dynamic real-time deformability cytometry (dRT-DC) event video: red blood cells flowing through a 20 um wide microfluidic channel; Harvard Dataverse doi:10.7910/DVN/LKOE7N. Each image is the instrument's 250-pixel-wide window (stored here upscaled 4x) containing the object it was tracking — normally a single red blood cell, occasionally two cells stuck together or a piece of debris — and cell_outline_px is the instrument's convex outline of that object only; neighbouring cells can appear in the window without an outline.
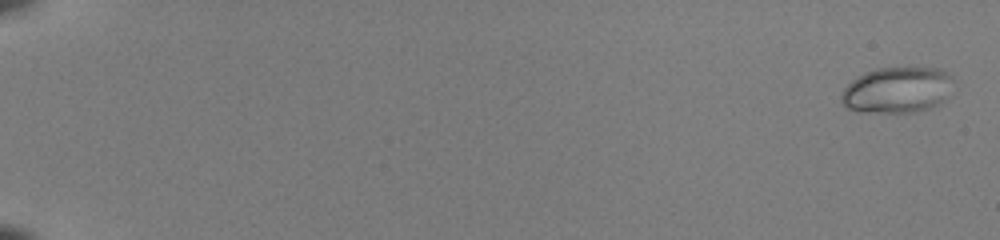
{"species": "common noctule bat (a hibernating species)", "species_latin": "Nyctalus noctula", "temperature_condition": "room temperature", "stored_images_in_passage": 51, "camera_frame_rate_fps": 3000, "um_per_image_px": 0.085, "animal": {"sex": "female", "body_mass_g": 22.0, "forearm_length_mm": 56.7}, "frame": {"image": 1, "passage_image": 2, "time_ms": 0.333, "image_size_px": [1000, 240], "cell_outline_px": [[952, 80], [944, 100], [940, 104], [928, 108], [912, 112], [856, 112], [848, 108], [840, 100], [840, 96], [844, 88], [852, 80], [864, 72], [880, 68], [940, 68], [952, 76]], "centroid_in_image_um": [76.22, 7.65], "position_along_channel_um": 8.8, "area_um2": 29.82}}
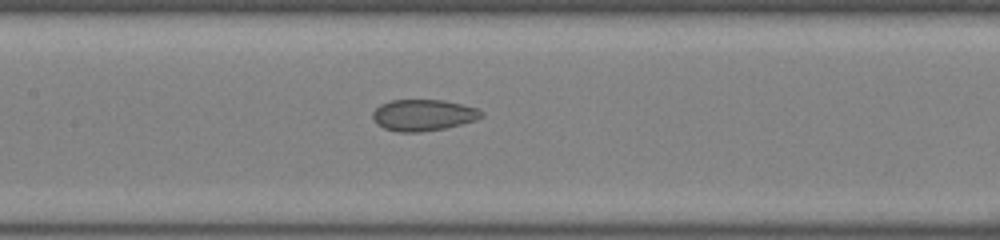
{"frame": {"image": 2, "passage_image": 27, "time_ms": 8.667, "image_size_px": [1000, 240], "cell_outline_px": [[484, 116], [476, 120], [444, 128], [420, 132], [396, 132], [384, 128], [376, 124], [372, 116], [372, 112], [380, 104], [392, 100], [444, 100], [476, 108], [484, 112]], "centroid_in_image_um": [35.96, 9.78], "position_along_channel_um": 171.4, "area_um2": 19.88}}
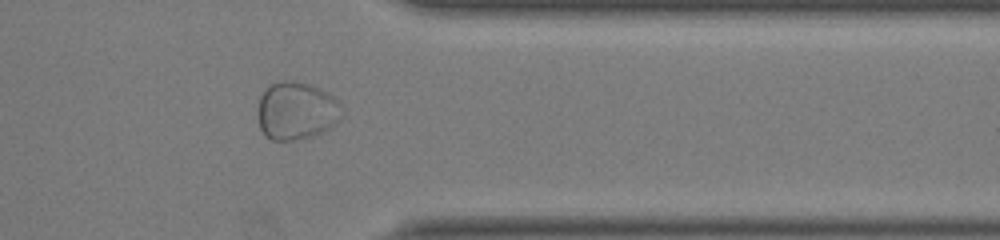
{"frame": {"image": 3, "passage_image": 43, "time_ms": 14.0, "image_size_px": [1000, 240], "cell_outline_px": [[344, 112], [328, 128], [312, 136], [292, 140], [272, 140], [264, 136], [260, 128], [256, 116], [256, 112], [260, 96], [264, 88], [268, 84], [276, 80], [296, 80], [312, 84], [332, 96], [340, 104]], "centroid_in_image_um": [25.11, 9.38], "position_along_channel_um": 386.3, "area_um2": 28.78}}